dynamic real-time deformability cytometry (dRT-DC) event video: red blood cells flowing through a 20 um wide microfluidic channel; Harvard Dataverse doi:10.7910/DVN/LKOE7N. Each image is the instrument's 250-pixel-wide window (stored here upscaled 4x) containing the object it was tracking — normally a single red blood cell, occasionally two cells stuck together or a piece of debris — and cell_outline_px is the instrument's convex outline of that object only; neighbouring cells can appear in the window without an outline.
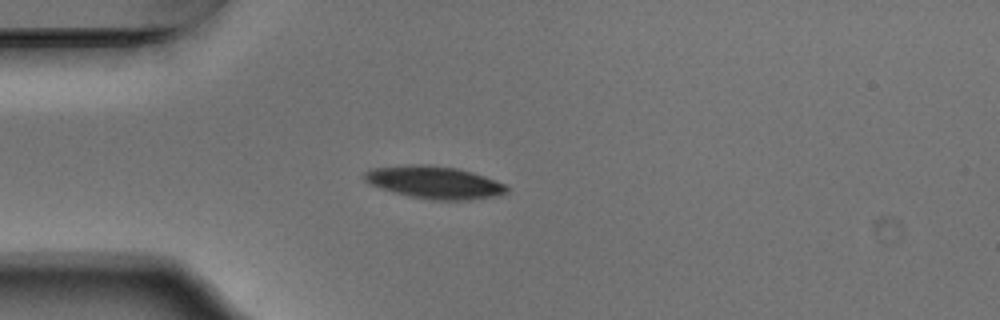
{"species": "Egyptian fruit bat (a non-hibernating species)", "species_latin": "Rousettus aegyptiacus", "temperature_condition": "warm", "stored_images_in_passage": 10, "camera_frame_rate_fps": 3000, "um_per_image_px": 0.085, "animal": {"sex": "male"}, "frame": {"image": 1, "passage_image": 2, "time_ms": 0.333, "image_size_px": [1000, 320], "cell_outline_px": [[500, 188], [472, 192], [452, 192], [412, 188], [380, 180], [380, 176], [404, 172], [452, 172], [480, 180], [492, 184]], "centroid_in_image_um": [37.27, 15.45], "position_along_channel_um": 47.7, "area_um2": 11.68}}